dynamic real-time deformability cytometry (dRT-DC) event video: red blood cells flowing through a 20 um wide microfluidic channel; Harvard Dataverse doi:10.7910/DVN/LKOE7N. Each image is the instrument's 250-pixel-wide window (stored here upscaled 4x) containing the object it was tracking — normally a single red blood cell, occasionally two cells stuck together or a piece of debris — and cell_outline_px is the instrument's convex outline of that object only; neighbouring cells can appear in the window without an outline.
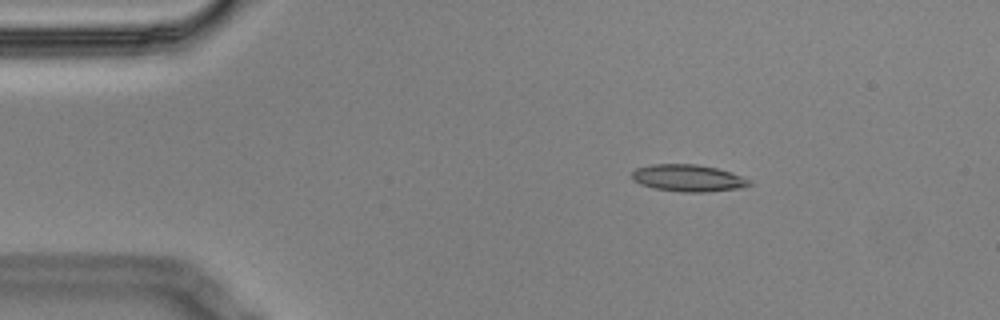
{"species": "Egyptian fruit bat (a non-hibernating species)", "species_latin": "Rousettus aegyptiacus", "temperature_condition": "cold", "stored_images_in_passage": 2, "camera_frame_rate_fps": 3000, "um_per_image_px": 0.085, "animal": {"sex": "male"}, "frame": {"image": 1, "passage_image": 1, "time_ms": 0.0, "image_size_px": [1000, 320], "cell_outline_px": [[752, 184], [740, 188], [704, 192], [680, 192], [652, 188], [640, 184], [632, 180], [632, 172], [636, 168], [652, 164], [696, 164], [716, 168], [732, 172], [752, 180]], "centroid_in_image_um": [58.49, 15.14], "position_along_channel_um": 26.5, "area_um2": 18.61}}